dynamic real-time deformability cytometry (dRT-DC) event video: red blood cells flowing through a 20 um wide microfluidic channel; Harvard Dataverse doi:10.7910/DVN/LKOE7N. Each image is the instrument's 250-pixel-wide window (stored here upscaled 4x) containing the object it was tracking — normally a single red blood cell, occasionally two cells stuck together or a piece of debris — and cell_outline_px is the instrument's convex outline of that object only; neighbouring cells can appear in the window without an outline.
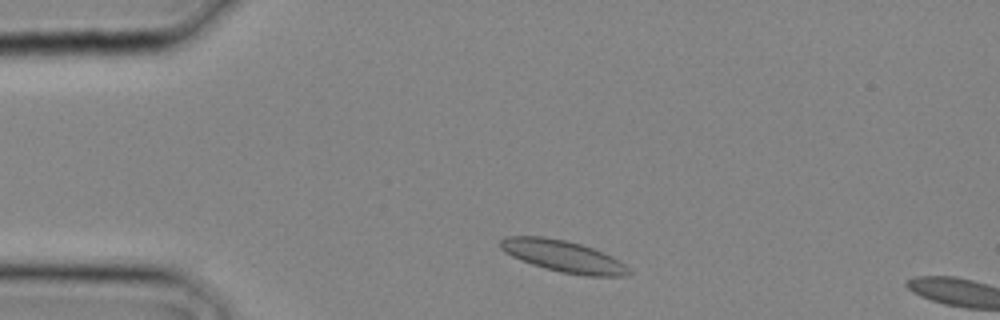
{"species": "common noctule bat (a hibernating species)", "species_latin": "Nyctalus noctula", "temperature_condition": "cold", "stored_images_in_passage": 4, "camera_frame_rate_fps": 3000, "um_per_image_px": 0.085, "animal": {"sex": "male", "body_mass_g": 20.4}, "frame": {"image": 1, "passage_image": 2, "time_ms": 0.333, "image_size_px": [1000, 320], "cell_outline_px": [[632, 272], [628, 276], [588, 276], [560, 272], [544, 268], [532, 264], [512, 256], [504, 252], [500, 248], [500, 240], [504, 236], [544, 236], [564, 240], [580, 244], [604, 252], [612, 256], [624, 264]], "centroid_in_image_um": [47.87, 21.78], "position_along_channel_um": 37.1, "area_um2": 23.7}}